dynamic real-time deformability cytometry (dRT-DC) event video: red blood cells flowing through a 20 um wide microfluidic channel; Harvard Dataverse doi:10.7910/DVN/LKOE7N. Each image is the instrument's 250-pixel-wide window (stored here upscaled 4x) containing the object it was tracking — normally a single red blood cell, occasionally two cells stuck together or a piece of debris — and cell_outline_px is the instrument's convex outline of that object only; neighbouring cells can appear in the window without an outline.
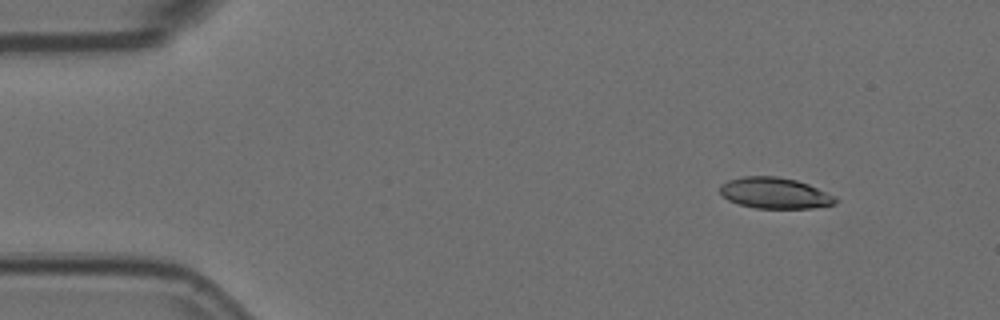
{"species": "Egyptian fruit bat (a non-hibernating species)", "species_latin": "Rousettus aegyptiacus", "temperature_condition": "room temperature", "stored_images_in_passage": 5, "camera_frame_rate_fps": 3000, "um_per_image_px": 0.085, "animal": {"sex": "female"}, "frame": {"image": 1, "passage_image": 2, "time_ms": 0.333, "image_size_px": [1000, 320], "cell_outline_px": [[840, 200], [836, 204], [812, 208], [756, 208], [740, 204], [728, 200], [720, 192], [720, 184], [728, 180], [744, 176], [776, 176], [796, 180], [808, 184], [836, 196]], "centroid_in_image_um": [65.89, 16.41], "position_along_channel_um": 19.1, "area_um2": 20.92}}
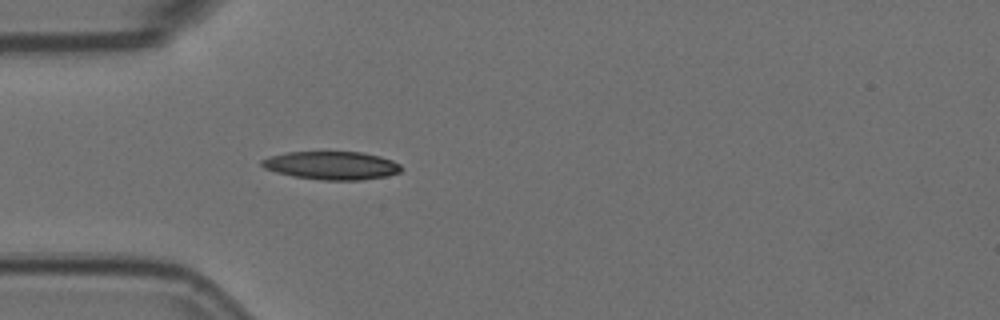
{"frame": {"image": 2, "passage_image": 5, "time_ms": 1.333, "image_size_px": [1000, 320], "cell_outline_px": [[404, 168], [400, 172], [388, 176], [364, 180], [320, 180], [292, 176], [276, 172], [264, 168], [260, 164], [260, 160], [268, 156], [288, 152], [364, 152], [380, 156], [392, 160], [400, 164]], "centroid_in_image_um": [28.2, 14.07], "position_along_channel_um": 56.8, "area_um2": 23.24}}